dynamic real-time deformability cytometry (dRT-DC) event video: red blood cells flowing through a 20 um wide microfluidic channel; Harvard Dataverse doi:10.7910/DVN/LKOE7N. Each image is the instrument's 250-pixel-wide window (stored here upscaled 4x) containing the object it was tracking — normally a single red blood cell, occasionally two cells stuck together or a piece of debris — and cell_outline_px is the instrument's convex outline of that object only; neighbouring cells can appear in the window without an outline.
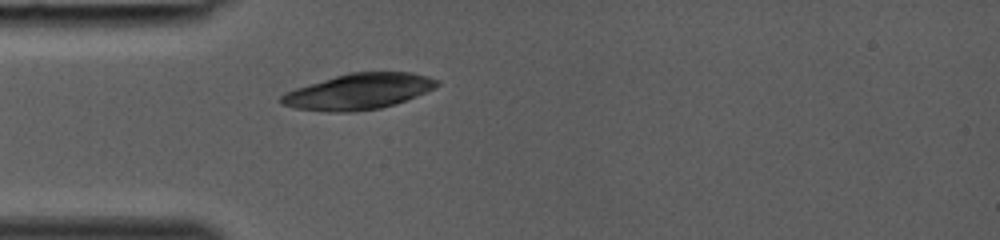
{"species": "common noctule bat (a hibernating species)", "species_latin": "Nyctalus noctula", "temperature_condition": "room temperature", "stored_images_in_passage": 7, "camera_frame_rate_fps": 3000, "um_per_image_px": 0.085, "animal": {"sex": "female", "body_mass_g": 19.0, "forearm_length_mm": 53.3}, "frame": {"image": 1, "passage_image": 1, "time_ms": 0.0, "image_size_px": [1000, 240], "cell_outline_px": [[440, 84], [416, 96], [396, 104], [380, 108], [352, 112], [328, 112], [296, 108], [280, 104], [280, 96], [284, 92], [296, 88], [348, 72], [412, 72], [428, 76], [440, 80]], "centroid_in_image_um": [30.47, 7.78], "position_along_channel_um": 54.5, "area_um2": 32.48}}